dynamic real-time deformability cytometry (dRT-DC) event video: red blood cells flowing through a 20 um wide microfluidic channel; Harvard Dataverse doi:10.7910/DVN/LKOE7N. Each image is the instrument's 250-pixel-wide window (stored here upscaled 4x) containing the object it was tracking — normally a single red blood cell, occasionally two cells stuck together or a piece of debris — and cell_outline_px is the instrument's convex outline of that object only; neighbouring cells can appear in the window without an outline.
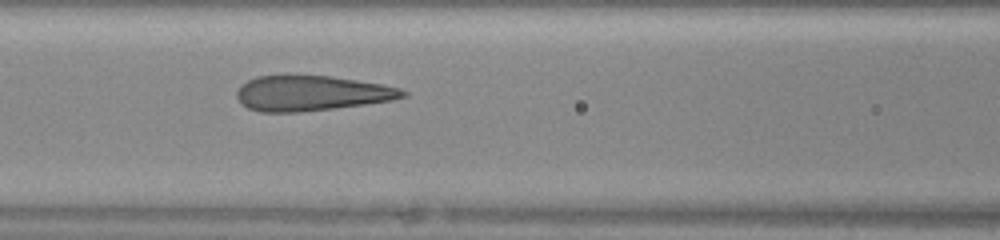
{"species": "human", "species_latin": "Homo sapiens", "temperature_condition": "warm", "stored_images_in_passage": 46, "camera_frame_rate_fps": 3000, "um_per_image_px": 0.085, "donor": {"sex": "female"}, "frame": {"image": 1, "passage_image": 20, "time_ms": 6.333, "image_size_px": [1000, 240], "cell_outline_px": [[408, 96], [388, 100], [364, 104], [300, 112], [260, 112], [248, 108], [236, 96], [236, 92], [240, 84], [256, 76], [332, 76], [380, 84], [400, 88], [408, 92]], "centroid_in_image_um": [26.45, 7.92], "position_along_channel_um": 140.2, "area_um2": 33.64}}
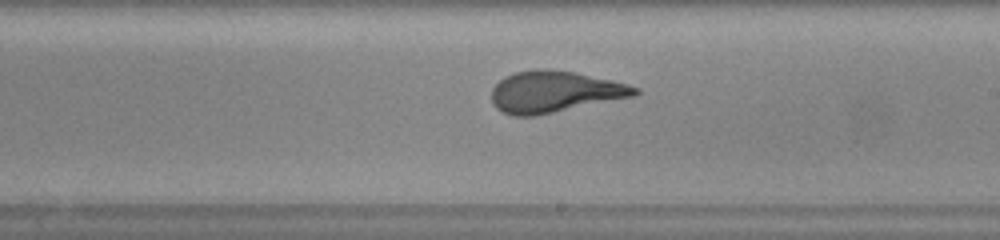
{"frame": {"image": 2, "passage_image": 27, "time_ms": 8.667, "image_size_px": [1000, 240], "cell_outline_px": [[640, 92], [636, 96], [536, 116], [512, 116], [496, 108], [492, 104], [492, 88], [504, 76], [516, 72], [536, 68], [552, 68], [612, 80], [628, 84], [640, 88]], "centroid_in_image_um": [47.14, 7.8], "position_along_channel_um": 241.9, "area_um2": 34.91}}